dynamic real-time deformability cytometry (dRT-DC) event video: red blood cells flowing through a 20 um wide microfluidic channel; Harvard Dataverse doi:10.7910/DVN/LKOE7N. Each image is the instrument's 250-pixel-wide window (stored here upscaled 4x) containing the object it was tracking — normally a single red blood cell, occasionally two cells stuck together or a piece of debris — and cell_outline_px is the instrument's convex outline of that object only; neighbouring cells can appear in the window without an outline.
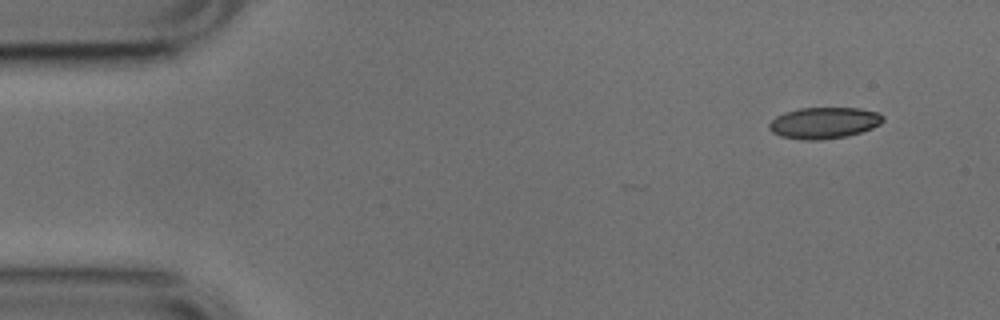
{"species": "common noctule bat (a hibernating species)", "species_latin": "Nyctalus noctula", "temperature_condition": "cold", "stored_images_in_passage": 46, "camera_frame_rate_fps": 3000, "um_per_image_px": 0.085, "animal": {"sex": "male", "body_mass_g": 17.9, "forearm_length_mm": 54.2}, "frame": {"image": 1, "passage_image": 1, "time_ms": 0.0, "image_size_px": [1000, 320], "cell_outline_px": [[884, 120], [880, 124], [872, 128], [860, 132], [844, 136], [820, 140], [804, 140], [780, 136], [772, 132], [768, 128], [768, 124], [776, 116], [784, 112], [800, 108], [860, 108], [880, 112], [884, 116]], "centroid_in_image_um": [70.04, 10.43], "position_along_channel_um": 15.0, "area_um2": 20.87}}
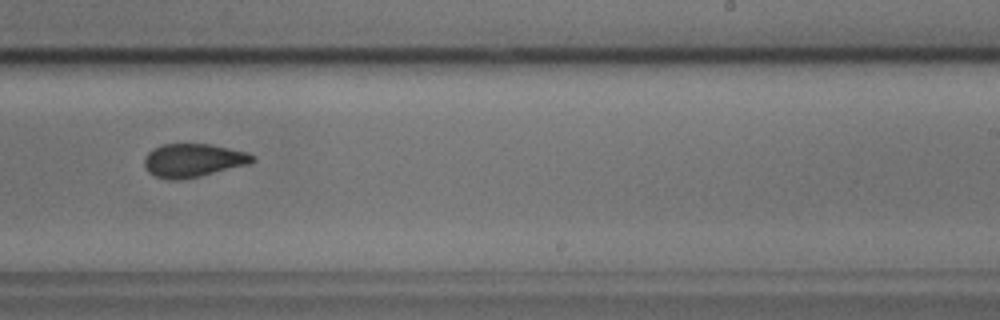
{"frame": {"image": 2, "passage_image": 29, "time_ms": 9.333, "image_size_px": [1000, 320], "cell_outline_px": [[256, 160], [248, 164], [200, 176], [176, 180], [168, 180], [152, 176], [148, 172], [144, 164], [144, 160], [148, 152], [152, 148], [164, 144], [208, 144], [248, 152], [256, 156]], "centroid_in_image_um": [16.4, 13.63], "position_along_channel_um": 272.6, "area_um2": 21.1}}
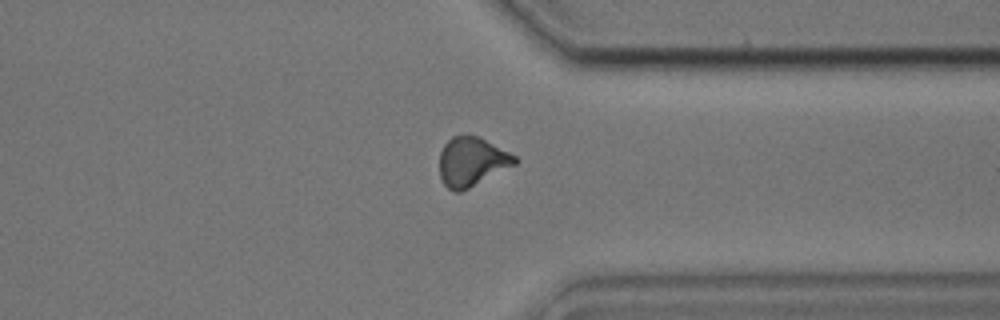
{"frame": {"image": 3, "passage_image": 37, "time_ms": 12.0, "image_size_px": [1000, 320], "cell_outline_px": [[520, 160], [516, 164], [460, 192], [456, 192], [448, 188], [444, 184], [440, 176], [440, 152], [444, 144], [452, 136], [468, 132], [480, 136], [516, 156]], "centroid_in_image_um": [40.1, 13.69], "position_along_channel_um": 371.3, "area_um2": 21.79}, "authors_computed_cell_mechanics": {"area_um2": 21.4149, "velocity_mm_per_s": 3.7874, "shape_relaxation_time_tau1_ms": 11.3237, "shape_relaxation_time_tau2_ms": 3.0248, "deformation_change_tau1": 0.1799, "deformation_change_tau2": 0.0705}}